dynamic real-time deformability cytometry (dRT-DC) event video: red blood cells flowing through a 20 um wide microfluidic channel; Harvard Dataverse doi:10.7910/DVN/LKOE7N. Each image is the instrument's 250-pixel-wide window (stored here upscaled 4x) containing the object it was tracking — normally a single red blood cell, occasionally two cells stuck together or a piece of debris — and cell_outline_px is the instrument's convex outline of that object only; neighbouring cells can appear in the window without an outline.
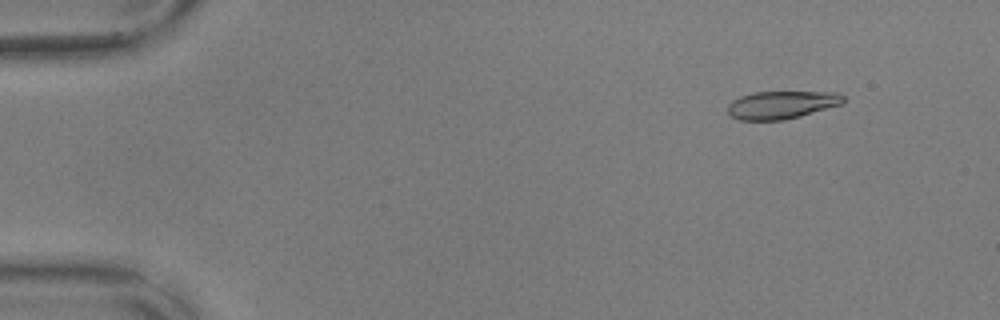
{"species": "common noctule bat (a hibernating species)", "species_latin": "Nyctalus noctula", "temperature_condition": "warm", "stored_images_in_passage": 56, "camera_frame_rate_fps": 3000, "um_per_image_px": 0.085, "animal": {"sex": "male", "body_mass_g": 17.9, "forearm_length_mm": 54.2}, "frame": {"image": 1, "passage_image": 6, "time_ms": 1.667, "image_size_px": [1000, 320], "cell_outline_px": [[844, 100], [840, 104], [800, 116], [784, 120], [740, 120], [732, 116], [728, 112], [728, 104], [732, 100], [740, 96], [752, 92], [840, 92], [844, 96]], "centroid_in_image_um": [66.41, 8.9], "position_along_channel_um": 18.6, "area_um2": 18.67}}
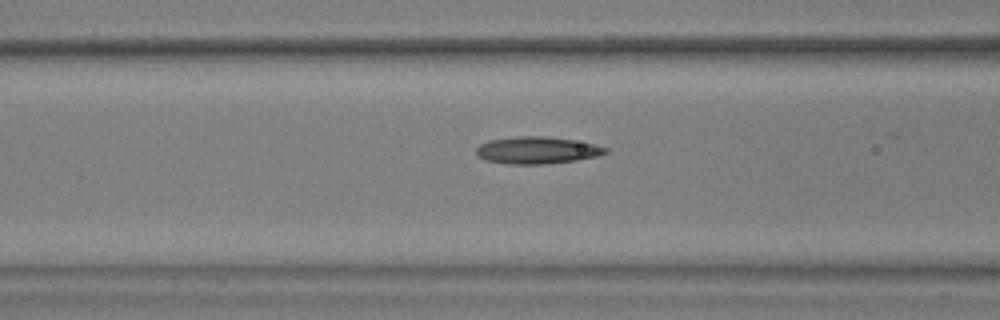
{"frame": {"image": 2, "passage_image": 23, "time_ms": 7.333, "image_size_px": [1000, 320], "cell_outline_px": [[608, 152], [596, 156], [576, 160], [544, 164], [508, 164], [484, 160], [476, 156], [476, 148], [480, 144], [488, 140], [516, 136], [544, 136], [572, 140], [592, 144], [608, 148]], "centroid_in_image_um": [45.58, 12.77], "position_along_channel_um": 121.0, "area_um2": 20.35}}
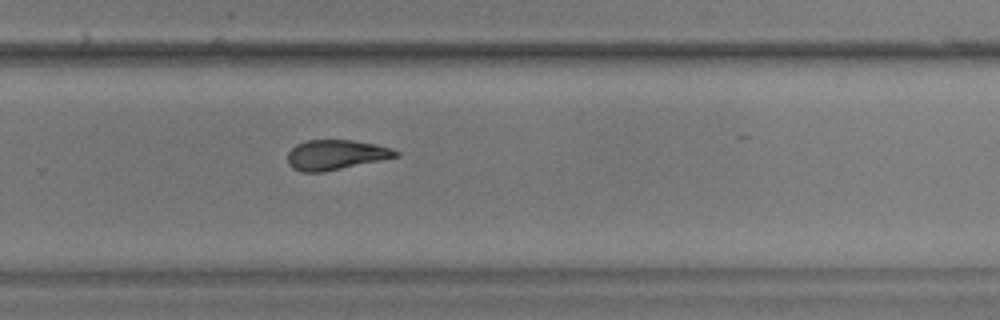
{"frame": {"image": 3, "passage_image": 38, "time_ms": 12.333, "image_size_px": [1000, 320], "cell_outline_px": [[400, 156], [324, 172], [304, 172], [292, 168], [288, 164], [288, 152], [296, 144], [308, 140], [352, 140], [376, 144], [392, 148], [400, 152]], "centroid_in_image_um": [28.56, 13.15], "position_along_channel_um": 301.2, "area_um2": 18.9}, "authors_computed_cell_mechanics": {"area_um2": 19.8543, "velocity_mm_per_s": 3.6097, "shape_relaxation_time_tau1_ms": null, "shape_relaxation_time_tau2_ms": 2.7333, "deformation_change_tau1": null, "deformation_change_tau2": 0.1056}}